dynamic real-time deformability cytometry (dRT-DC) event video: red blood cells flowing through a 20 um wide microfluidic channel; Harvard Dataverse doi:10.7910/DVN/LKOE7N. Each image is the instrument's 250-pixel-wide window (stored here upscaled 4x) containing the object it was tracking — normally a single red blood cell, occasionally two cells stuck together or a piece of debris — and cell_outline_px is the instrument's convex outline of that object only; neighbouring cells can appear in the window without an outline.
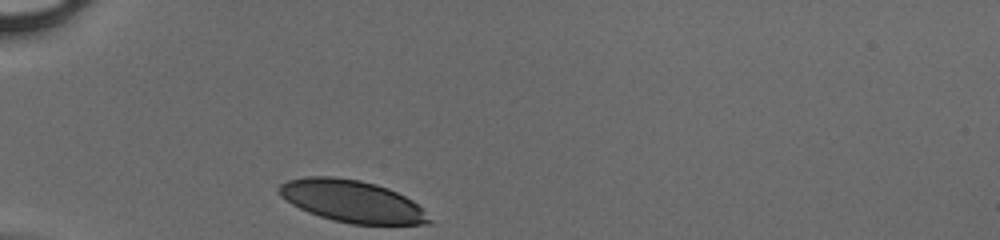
{"species": "human", "species_latin": "Homo sapiens", "temperature_condition": "cold", "stored_images_in_passage": 27, "camera_frame_rate_fps": 3000, "um_per_image_px": 0.085, "donor": {"sex": "male"}, "frame": {"image": 1, "passage_image": 1, "time_ms": 0.0, "image_size_px": [1000, 240], "cell_outline_px": [[432, 224], [352, 224], [332, 220], [308, 212], [292, 204], [280, 196], [276, 192], [276, 188], [280, 184], [288, 180], [308, 176], [332, 176], [360, 180], [376, 184], [388, 188], [412, 200], [432, 220]], "centroid_in_image_um": [29.87, 17.1], "position_along_channel_um": 55.1, "area_um2": 36.7}}
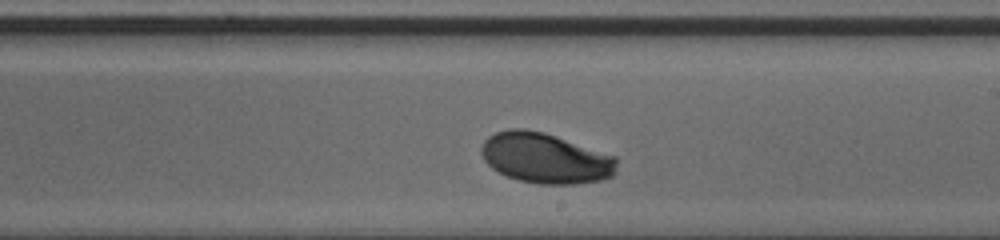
{"frame": {"image": 2, "passage_image": 16, "time_ms": 5.0, "image_size_px": [1000, 240], "cell_outline_px": [[616, 172], [612, 176], [600, 180], [576, 184], [540, 184], [520, 180], [508, 176], [492, 168], [484, 160], [480, 152], [480, 148], [484, 140], [488, 136], [496, 132], [508, 128], [524, 128], [544, 132], [616, 156]], "centroid_in_image_um": [46.34, 13.43], "position_along_channel_um": 242.7, "area_um2": 39.82}}
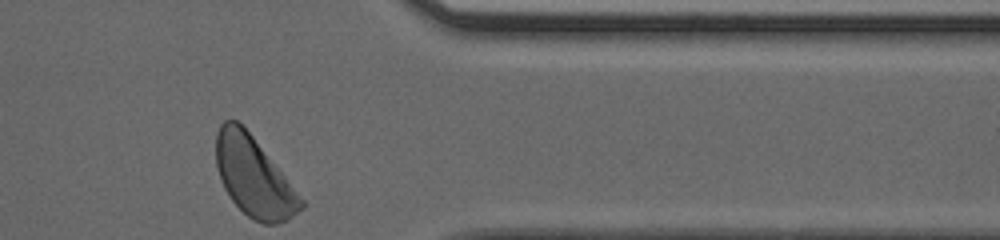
{"frame": {"image": 3, "passage_image": 27, "time_ms": 8.667, "image_size_px": [1000, 240], "cell_outline_px": [[304, 208], [288, 220], [276, 224], [264, 224], [252, 220], [232, 200], [224, 188], [220, 180], [216, 168], [216, 132], [220, 124], [224, 120], [236, 120], [252, 136], [304, 200]], "centroid_in_image_um": [21.56, 15.05], "position_along_channel_um": 389.8, "area_um2": 39.02}}